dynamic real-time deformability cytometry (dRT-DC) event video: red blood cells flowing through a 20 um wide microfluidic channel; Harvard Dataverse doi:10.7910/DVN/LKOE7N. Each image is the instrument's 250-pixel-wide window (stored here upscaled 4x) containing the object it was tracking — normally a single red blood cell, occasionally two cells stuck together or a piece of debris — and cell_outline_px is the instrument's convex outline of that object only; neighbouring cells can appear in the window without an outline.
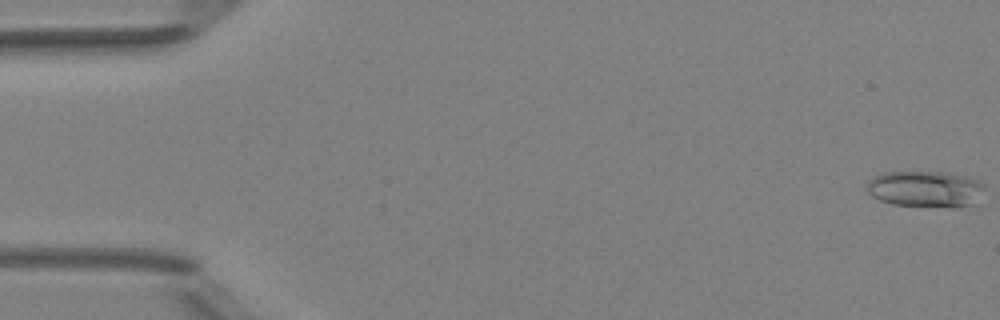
{"species": "Egyptian fruit bat (a non-hibernating species)", "species_latin": "Rousettus aegyptiacus", "temperature_condition": "room temperature", "stored_images_in_passage": 5, "camera_frame_rate_fps": 3000, "um_per_image_px": 0.085, "animal": {"sex": "female"}, "frame": {"image": 1, "passage_image": 1, "time_ms": 0.0, "image_size_px": [1000, 320], "cell_outline_px": [[984, 188], [972, 204], [960, 208], [952, 208], [892, 204], [880, 200], [872, 196], [868, 192], [868, 180], [884, 172], [940, 172], [964, 176], [976, 180], [984, 184]], "centroid_in_image_um": [78.65, 16.08], "position_along_channel_um": 6.4, "area_um2": 24.68}}
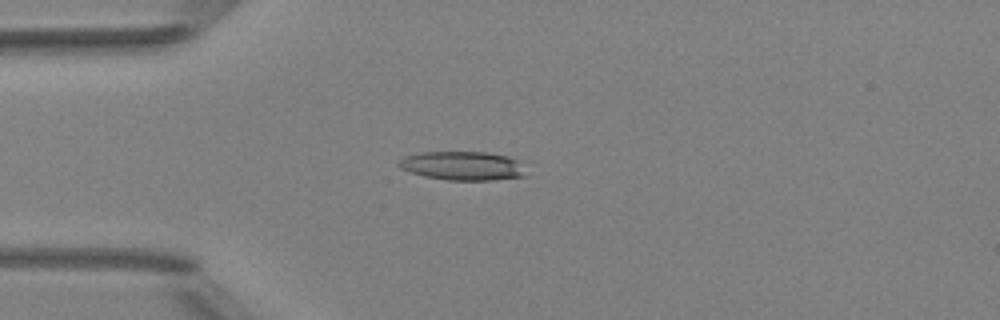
{"frame": {"image": 2, "passage_image": 4, "time_ms": 4.333, "image_size_px": [1000, 320], "cell_outline_px": [[528, 176], [492, 180], [448, 180], [424, 176], [400, 168], [396, 164], [404, 156], [420, 152], [488, 152], [528, 160]], "centroid_in_image_um": [39.5, 14.08], "position_along_channel_um": 45.5, "area_um2": 22.2}}